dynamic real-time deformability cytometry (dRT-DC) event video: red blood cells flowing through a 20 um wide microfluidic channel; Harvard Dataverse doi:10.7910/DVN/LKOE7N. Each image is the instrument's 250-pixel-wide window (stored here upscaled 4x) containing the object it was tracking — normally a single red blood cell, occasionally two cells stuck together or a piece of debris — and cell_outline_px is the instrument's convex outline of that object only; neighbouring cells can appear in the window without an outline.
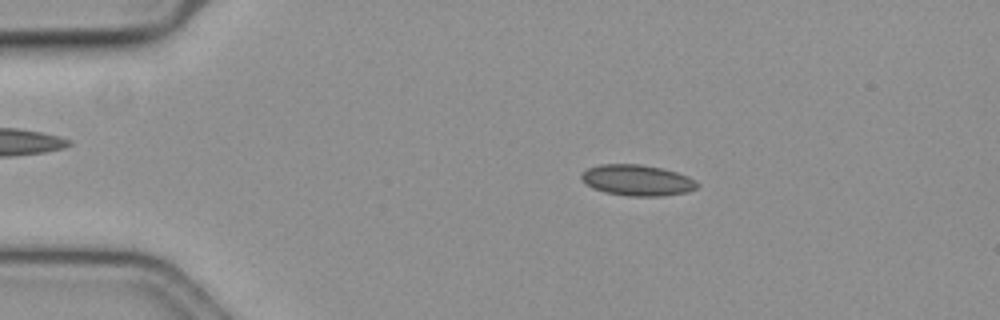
{"species": "common noctule bat (a hibernating species)", "species_latin": "Nyctalus noctula", "temperature_condition": "cold", "stored_images_in_passage": 58, "camera_frame_rate_fps": 3000, "um_per_image_px": 0.085, "animal": {"sex": "female", "body_mass_g": 19.3, "forearm_length_mm": 54.1}, "frame": {"image": 1, "passage_image": 11, "time_ms": 3.333, "image_size_px": [1000, 320], "cell_outline_px": [[700, 184], [696, 188], [688, 192], [664, 196], [628, 196], [604, 192], [592, 188], [580, 176], [580, 172], [588, 168], [600, 164], [640, 164], [660, 168], [676, 172], [688, 176], [696, 180]], "centroid_in_image_um": [54.17, 15.32], "position_along_channel_um": 30.8, "area_um2": 20.98}}
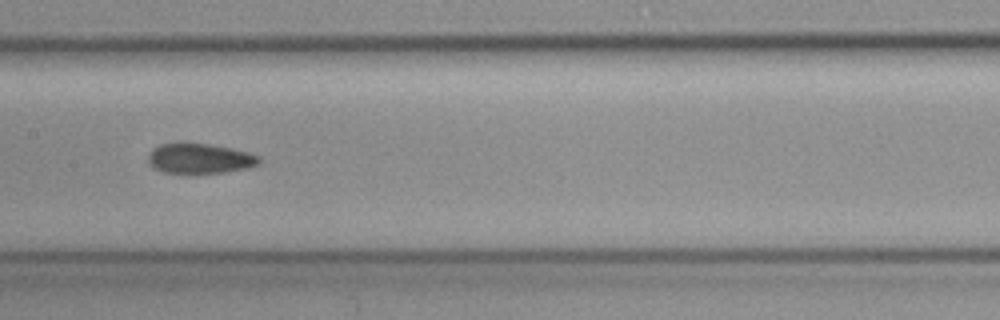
{"frame": {"image": 2, "passage_image": 29, "time_ms": 9.333, "image_size_px": [1000, 320], "cell_outline_px": [[260, 164], [248, 168], [224, 172], [192, 176], [164, 172], [152, 168], [148, 160], [148, 156], [152, 148], [160, 144], [208, 144], [232, 148], [248, 152], [260, 156]], "centroid_in_image_um": [16.98, 13.52], "position_along_channel_um": 190.4, "area_um2": 20.0}}
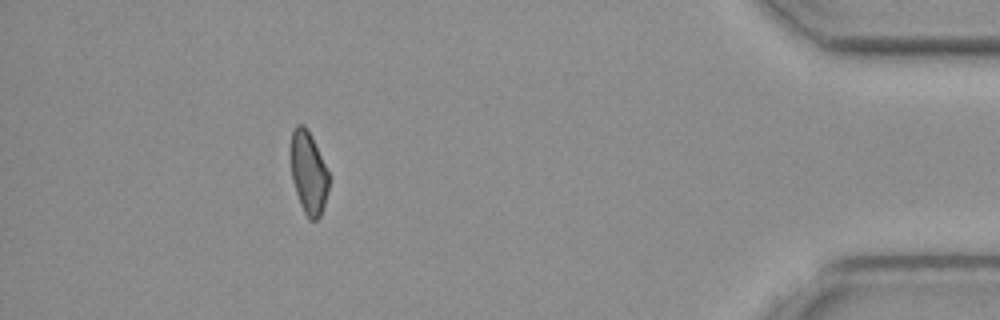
{"frame": {"image": 3, "passage_image": 52, "time_ms": 17.0, "image_size_px": [1000, 320], "cell_outline_px": [[328, 192], [320, 216], [316, 220], [308, 220], [300, 204], [292, 180], [292, 132], [296, 124], [304, 124], [312, 136], [328, 172]], "centroid_in_image_um": [26.23, 14.7], "position_along_channel_um": 409.0, "area_um2": 17.98}}